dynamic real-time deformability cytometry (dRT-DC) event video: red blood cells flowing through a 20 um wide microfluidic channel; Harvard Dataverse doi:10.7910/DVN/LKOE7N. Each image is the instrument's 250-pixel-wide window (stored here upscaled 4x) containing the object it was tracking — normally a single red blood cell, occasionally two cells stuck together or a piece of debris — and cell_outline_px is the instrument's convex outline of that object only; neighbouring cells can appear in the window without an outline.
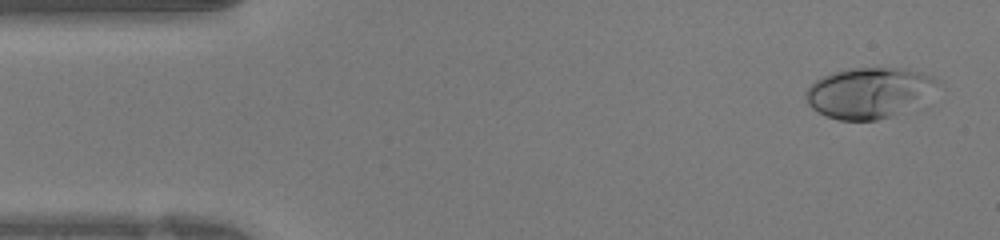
{"species": "human", "species_latin": "Homo sapiens", "temperature_condition": "warm", "stored_images_in_passage": 41, "camera_frame_rate_fps": 3000, "um_per_image_px": 0.085, "donor": {"sex": "female"}, "frame": {"image": 1, "passage_image": 2, "time_ms": 0.333, "image_size_px": [1000, 240], "cell_outline_px": [[932, 80], [916, 96], [892, 116], [876, 120], [840, 120], [828, 116], [812, 108], [808, 104], [808, 88], [816, 80], [824, 76], [836, 72], [852, 68], [908, 68], [920, 72], [928, 76]], "centroid_in_image_um": [73.59, 7.87], "position_along_channel_um": 11.4, "area_um2": 35.66}}
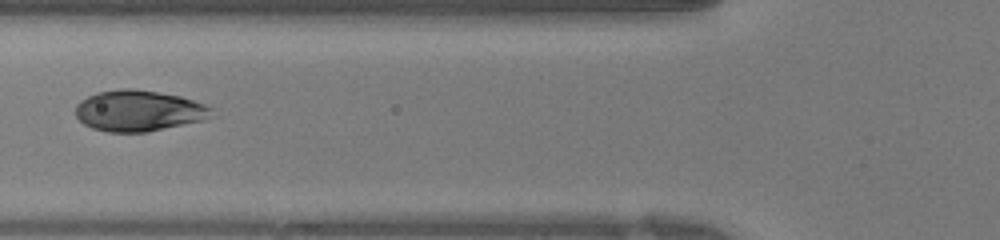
{"frame": {"image": 2, "passage_image": 15, "time_ms": 4.667, "image_size_px": [1000, 240], "cell_outline_px": [[212, 108], [204, 120], [148, 132], [108, 132], [92, 128], [84, 124], [76, 116], [76, 104], [80, 100], [96, 92], [120, 88], [132, 88], [180, 96], [204, 104]], "centroid_in_image_um": [11.72, 9.41], "position_along_channel_um": 114.1, "area_um2": 32.31}}
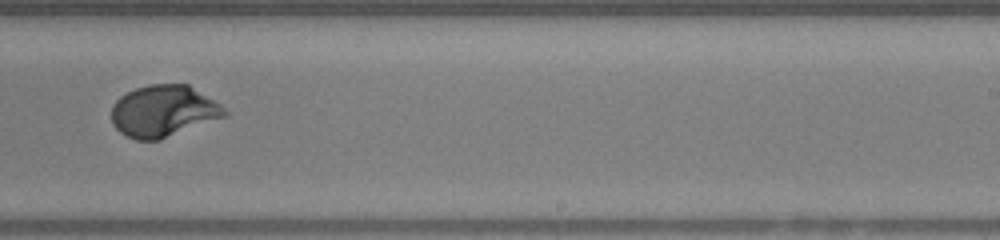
{"frame": {"image": 3, "passage_image": 25, "time_ms": 8.0, "image_size_px": [1000, 240], "cell_outline_px": [[228, 116], [160, 140], [136, 140], [120, 132], [112, 124], [112, 104], [120, 96], [136, 88], [148, 84], [188, 84], [220, 104], [228, 112]], "centroid_in_image_um": [13.9, 9.45], "position_along_channel_um": 275.1, "area_um2": 34.16}}